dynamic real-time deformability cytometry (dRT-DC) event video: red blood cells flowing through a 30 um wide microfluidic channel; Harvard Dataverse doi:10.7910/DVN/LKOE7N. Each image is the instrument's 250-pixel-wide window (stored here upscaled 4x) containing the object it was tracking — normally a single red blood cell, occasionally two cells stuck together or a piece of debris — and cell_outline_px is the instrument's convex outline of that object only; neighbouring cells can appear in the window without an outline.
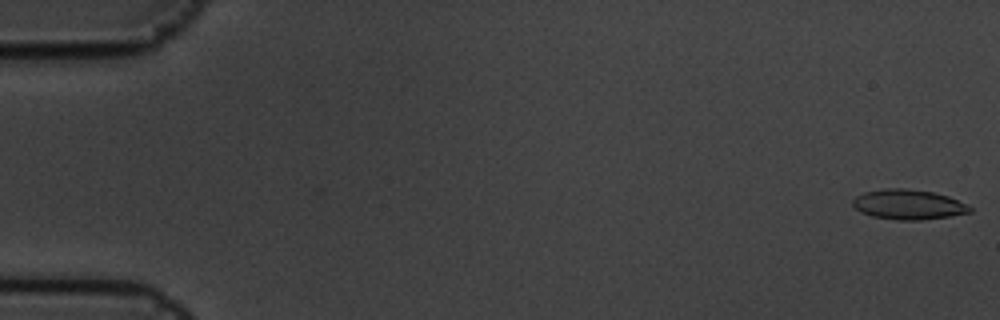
{"species": "common noctule bat (a hibernating species)", "species_latin": "Nyctalus noctula", "temperature_condition": "cold", "stored_images_in_passage": 4, "camera_frame_rate_fps": 3000, "um_per_image_px": 0.085, "animal": {"sex": "male", "body_mass_g": 19.5, "forearm_length_mm": 54.6}, "frame": {"image": 1, "passage_image": 1, "time_ms": 0.0, "image_size_px": [1000, 320], "cell_outline_px": [[972, 212], [948, 216], [920, 220], [896, 220], [872, 216], [860, 212], [852, 204], [852, 200], [856, 196], [864, 192], [884, 188], [904, 188], [932, 192], [948, 196], [972, 208]], "centroid_in_image_um": [77.16, 17.38], "position_along_channel_um": 7.8, "area_um2": 20.29}}